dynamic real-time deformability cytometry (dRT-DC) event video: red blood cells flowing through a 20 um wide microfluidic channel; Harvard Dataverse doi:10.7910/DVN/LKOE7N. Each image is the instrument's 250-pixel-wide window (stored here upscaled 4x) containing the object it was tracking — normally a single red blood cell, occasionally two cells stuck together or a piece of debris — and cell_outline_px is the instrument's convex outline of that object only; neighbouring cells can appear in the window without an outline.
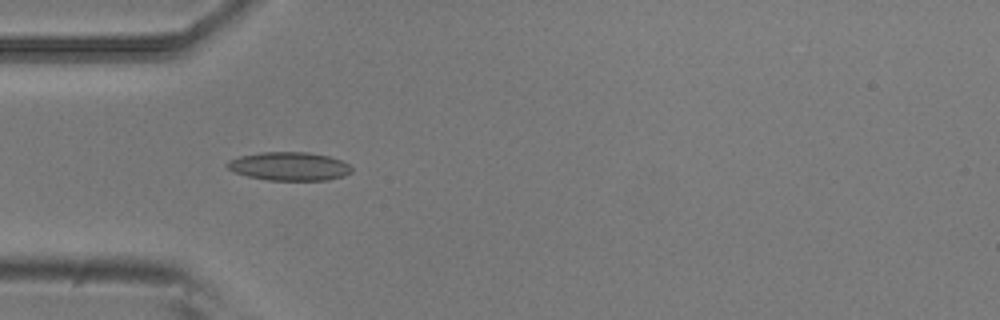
{"species": "common noctule bat (a hibernating species)", "species_latin": "Nyctalus noctula", "temperature_condition": "room temperature", "stored_images_in_passage": 5, "camera_frame_rate_fps": 3000, "um_per_image_px": 0.085, "animal": {"sex": "male", "body_mass_g": 20.5, "forearm_length_mm": 52.5}, "frame": {"image": 1, "passage_image": 4, "time_ms": 1.0, "image_size_px": [1000, 320], "cell_outline_px": [[352, 172], [344, 176], [328, 180], [268, 180], [248, 176], [236, 172], [228, 168], [224, 164], [228, 160], [240, 156], [260, 152], [308, 152], [328, 156], [340, 160], [348, 164], [352, 168]], "centroid_in_image_um": [24.59, 14.13], "position_along_channel_um": 60.4, "area_um2": 20.63}}
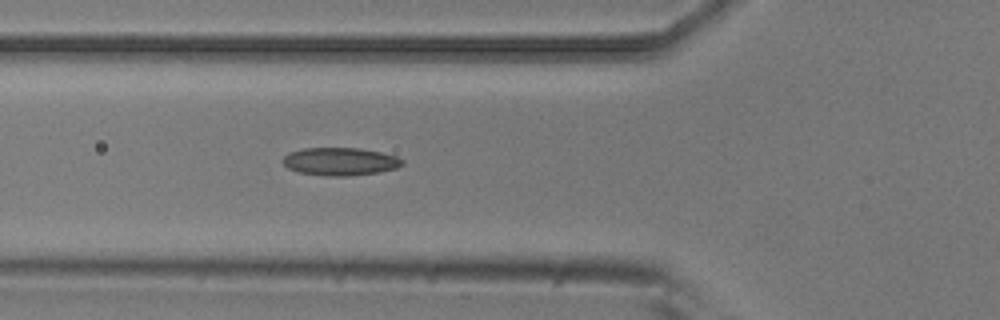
{"frame": {"image": 2, "passage_image": 5, "time_ms": 1.333, "image_size_px": [1000, 320], "cell_outline_px": [[404, 164], [396, 168], [380, 172], [348, 176], [328, 176], [300, 172], [288, 168], [280, 160], [288, 152], [304, 148], [360, 148], [380, 152], [396, 156], [404, 160]], "centroid_in_image_um": [28.91, 13.72], "position_along_channel_um": 96.9, "area_um2": 19.48}}